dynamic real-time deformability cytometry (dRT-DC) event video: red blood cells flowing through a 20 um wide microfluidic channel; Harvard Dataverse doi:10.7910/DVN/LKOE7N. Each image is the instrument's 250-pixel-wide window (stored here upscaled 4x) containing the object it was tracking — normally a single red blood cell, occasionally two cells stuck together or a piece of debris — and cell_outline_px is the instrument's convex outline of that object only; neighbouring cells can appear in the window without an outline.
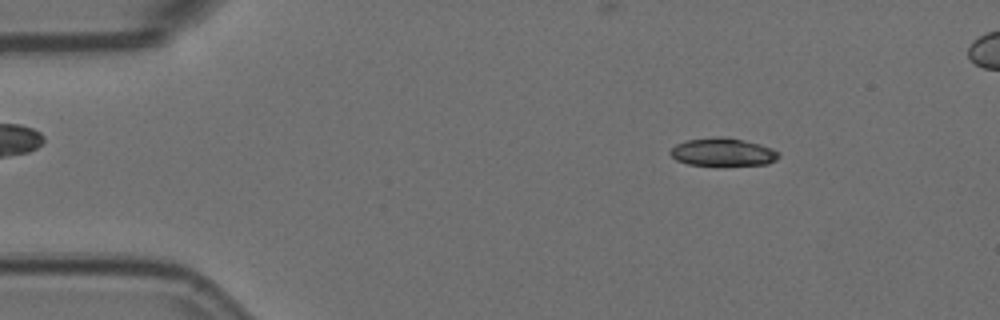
{"species": "Egyptian fruit bat (a non-hibernating species)", "species_latin": "Rousettus aegyptiacus", "temperature_condition": "room temperature", "stored_images_in_passage": 54, "camera_frame_rate_fps": 3000, "um_per_image_px": 0.085, "animal": {"sex": "female"}, "frame": {"image": 1, "passage_image": 8, "time_ms": 2.333, "image_size_px": [1000, 320], "cell_outline_px": [[780, 156], [776, 160], [768, 164], [688, 164], [676, 160], [668, 152], [676, 144], [684, 140], [716, 136], [720, 136], [744, 140], [760, 144], [772, 148], [780, 152]], "centroid_in_image_um": [61.44, 12.9], "position_along_channel_um": 23.6, "area_um2": 17.51}}
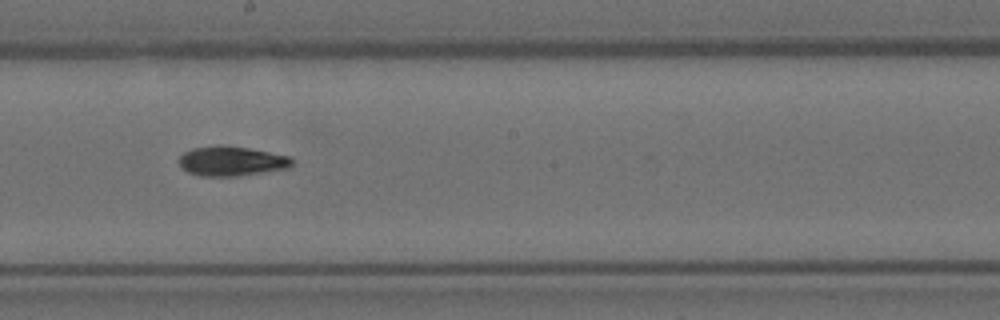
{"frame": {"image": 2, "passage_image": 31, "time_ms": 10.0, "image_size_px": [1000, 320], "cell_outline_px": [[292, 164], [288, 168], [236, 176], [200, 176], [188, 172], [180, 168], [180, 156], [184, 152], [192, 148], [248, 148], [288, 156], [292, 160]], "centroid_in_image_um": [19.66, 13.74], "position_along_channel_um": 228.5, "area_um2": 18.61}}
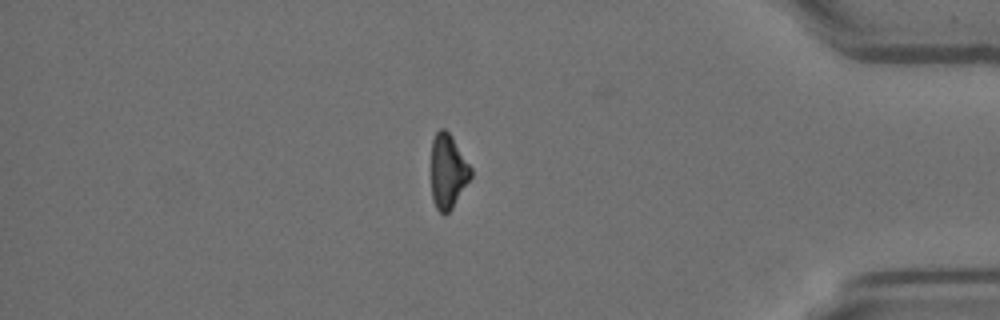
{"frame": {"image": 3, "passage_image": 48, "time_ms": 15.667, "image_size_px": [1000, 320], "cell_outline_px": [[472, 176], [452, 208], [444, 216], [436, 208], [432, 200], [432, 140], [436, 132], [440, 128], [444, 128], [452, 136], [472, 168]], "centroid_in_image_um": [38.08, 14.57], "position_along_channel_um": 397.1, "area_um2": 17.17}}